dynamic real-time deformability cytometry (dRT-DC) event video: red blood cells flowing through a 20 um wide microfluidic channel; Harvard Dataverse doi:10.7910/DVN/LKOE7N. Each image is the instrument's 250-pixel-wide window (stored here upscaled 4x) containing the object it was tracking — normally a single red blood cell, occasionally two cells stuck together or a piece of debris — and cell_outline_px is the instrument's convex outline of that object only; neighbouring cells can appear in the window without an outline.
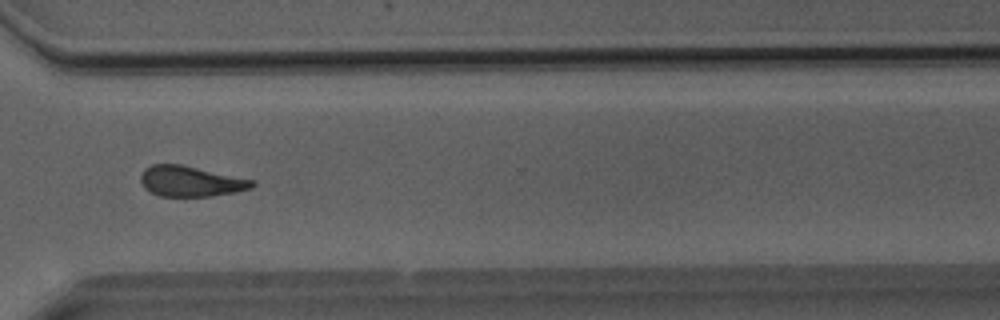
{"species": "Egyptian fruit bat (a non-hibernating species)", "species_latin": "Rousettus aegyptiacus", "temperature_condition": "room temperature", "stored_images_in_passage": 50, "camera_frame_rate_fps": 3000, "um_per_image_px": 0.085, "animal": {"sex": "male"}, "frame": {"image": 1, "passage_image": 37, "time_ms": 12.0, "image_size_px": [1000, 320], "cell_outline_px": [[256, 184], [252, 188], [236, 192], [212, 196], [160, 196], [144, 188], [140, 180], [140, 176], [144, 168], [152, 164], [180, 164], [256, 180]], "centroid_in_image_um": [16.23, 15.4], "position_along_channel_um": 354.4, "area_um2": 19.94}}
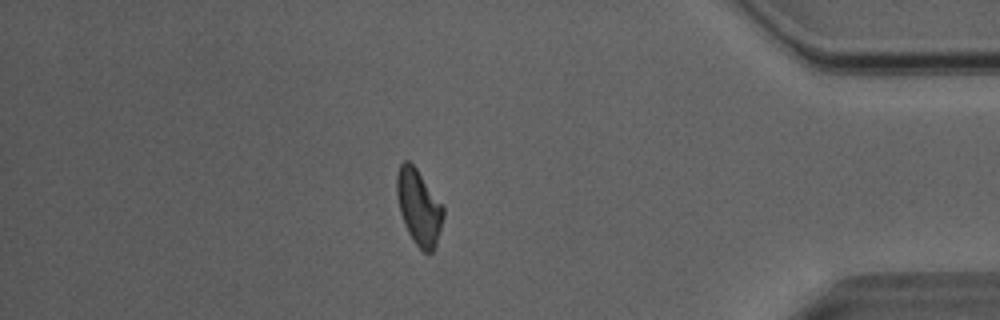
{"frame": {"image": 2, "passage_image": 43, "time_ms": 14.0, "image_size_px": [1000, 320], "cell_outline_px": [[444, 216], [436, 244], [432, 252], [424, 252], [412, 240], [404, 224], [400, 212], [396, 192], [396, 172], [400, 164], [404, 160], [408, 160], [416, 168], [444, 204]], "centroid_in_image_um": [35.6, 17.58], "position_along_channel_um": 399.6, "area_um2": 20.63}}
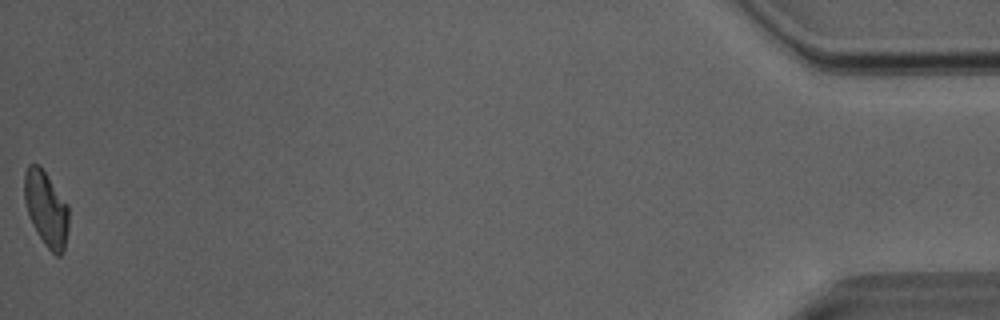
{"frame": {"image": 3, "passage_image": 50, "time_ms": 16.333, "image_size_px": [1000, 320], "cell_outline_px": [[68, 228], [64, 252], [60, 256], [56, 256], [44, 244], [36, 232], [28, 216], [24, 200], [24, 172], [28, 164], [40, 164], [68, 204]], "centroid_in_image_um": [3.91, 17.73], "position_along_channel_um": 431.3, "area_um2": 19.77}, "authors_computed_cell_mechanics": {"area_um2": 20.6346, "velocity_mm_per_s": 4.0573, "shape_relaxation_time_tau1_ms": 9.7205, "shape_relaxation_time_tau2_ms": 2.7806, "deformation_change_tau1": 0.2307, "deformation_change_tau2": 0.1174}}